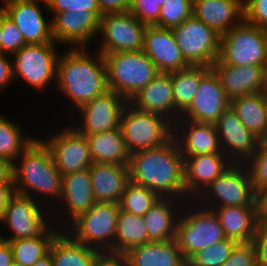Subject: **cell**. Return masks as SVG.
I'll list each match as a JSON object with an SVG mask.
<instances>
[{"label": "cell", "instance_id": "60d3db41", "mask_svg": "<svg viewBox=\"0 0 267 266\" xmlns=\"http://www.w3.org/2000/svg\"><path fill=\"white\" fill-rule=\"evenodd\" d=\"M256 194L267 188V141H260L254 154L244 163Z\"/></svg>", "mask_w": 267, "mask_h": 266}, {"label": "cell", "instance_id": "94428289", "mask_svg": "<svg viewBox=\"0 0 267 266\" xmlns=\"http://www.w3.org/2000/svg\"><path fill=\"white\" fill-rule=\"evenodd\" d=\"M266 102H267V89L264 91Z\"/></svg>", "mask_w": 267, "mask_h": 266}, {"label": "cell", "instance_id": "4fadbf2b", "mask_svg": "<svg viewBox=\"0 0 267 266\" xmlns=\"http://www.w3.org/2000/svg\"><path fill=\"white\" fill-rule=\"evenodd\" d=\"M33 199L34 197L16 192L9 198L1 223L8 226L12 236L7 238L0 235L1 239L9 241L34 238L41 236L50 227L47 223L49 218L45 219L47 213H44L45 211L40 208V203L34 202Z\"/></svg>", "mask_w": 267, "mask_h": 266}, {"label": "cell", "instance_id": "681fc988", "mask_svg": "<svg viewBox=\"0 0 267 266\" xmlns=\"http://www.w3.org/2000/svg\"><path fill=\"white\" fill-rule=\"evenodd\" d=\"M13 80L12 59L9 60L5 53L0 52V91Z\"/></svg>", "mask_w": 267, "mask_h": 266}, {"label": "cell", "instance_id": "44dd1931", "mask_svg": "<svg viewBox=\"0 0 267 266\" xmlns=\"http://www.w3.org/2000/svg\"><path fill=\"white\" fill-rule=\"evenodd\" d=\"M232 164L233 162L224 153L184 157L185 196L189 198L195 196L198 201L197 197Z\"/></svg>", "mask_w": 267, "mask_h": 266}, {"label": "cell", "instance_id": "e0dca14e", "mask_svg": "<svg viewBox=\"0 0 267 266\" xmlns=\"http://www.w3.org/2000/svg\"><path fill=\"white\" fill-rule=\"evenodd\" d=\"M214 124L222 152L227 157L229 156L228 158L232 162L244 164L254 154L260 140L241 123L231 106L222 113Z\"/></svg>", "mask_w": 267, "mask_h": 266}, {"label": "cell", "instance_id": "277c9868", "mask_svg": "<svg viewBox=\"0 0 267 266\" xmlns=\"http://www.w3.org/2000/svg\"><path fill=\"white\" fill-rule=\"evenodd\" d=\"M103 57L109 90L128 101L160 74L143 50L108 53Z\"/></svg>", "mask_w": 267, "mask_h": 266}, {"label": "cell", "instance_id": "8fae6325", "mask_svg": "<svg viewBox=\"0 0 267 266\" xmlns=\"http://www.w3.org/2000/svg\"><path fill=\"white\" fill-rule=\"evenodd\" d=\"M55 46V42L24 45L13 54V79L22 78L38 91L45 90L52 80L56 82L59 54Z\"/></svg>", "mask_w": 267, "mask_h": 266}, {"label": "cell", "instance_id": "3957f363", "mask_svg": "<svg viewBox=\"0 0 267 266\" xmlns=\"http://www.w3.org/2000/svg\"><path fill=\"white\" fill-rule=\"evenodd\" d=\"M17 160L20 164L16 163ZM16 162L13 163V184L16 193L32 197V192L35 191L45 197L47 195L60 200L62 175L43 140L36 138L16 158Z\"/></svg>", "mask_w": 267, "mask_h": 266}, {"label": "cell", "instance_id": "f35d334b", "mask_svg": "<svg viewBox=\"0 0 267 266\" xmlns=\"http://www.w3.org/2000/svg\"><path fill=\"white\" fill-rule=\"evenodd\" d=\"M238 242L225 238L205 249L195 253L188 261L187 266H221L231 254Z\"/></svg>", "mask_w": 267, "mask_h": 266}, {"label": "cell", "instance_id": "f5cc1de1", "mask_svg": "<svg viewBox=\"0 0 267 266\" xmlns=\"http://www.w3.org/2000/svg\"><path fill=\"white\" fill-rule=\"evenodd\" d=\"M0 183H13V163L0 157Z\"/></svg>", "mask_w": 267, "mask_h": 266}, {"label": "cell", "instance_id": "4dcf8cb0", "mask_svg": "<svg viewBox=\"0 0 267 266\" xmlns=\"http://www.w3.org/2000/svg\"><path fill=\"white\" fill-rule=\"evenodd\" d=\"M62 232L56 234L49 248L53 266H93L104 254L75 240L68 232Z\"/></svg>", "mask_w": 267, "mask_h": 266}, {"label": "cell", "instance_id": "30bf717a", "mask_svg": "<svg viewBox=\"0 0 267 266\" xmlns=\"http://www.w3.org/2000/svg\"><path fill=\"white\" fill-rule=\"evenodd\" d=\"M202 198L210 199L206 202V200L204 201ZM197 199L201 200V203L203 202V207L205 203L211 202L207 207V209L210 210L227 206H258L257 194L252 186L248 169L243 163H233L231 167L216 178Z\"/></svg>", "mask_w": 267, "mask_h": 266}, {"label": "cell", "instance_id": "7402d4cb", "mask_svg": "<svg viewBox=\"0 0 267 266\" xmlns=\"http://www.w3.org/2000/svg\"><path fill=\"white\" fill-rule=\"evenodd\" d=\"M264 67L226 65L218 59L211 65L230 101L243 95L264 92L266 90Z\"/></svg>", "mask_w": 267, "mask_h": 266}, {"label": "cell", "instance_id": "9c48e42d", "mask_svg": "<svg viewBox=\"0 0 267 266\" xmlns=\"http://www.w3.org/2000/svg\"><path fill=\"white\" fill-rule=\"evenodd\" d=\"M176 43L191 66H208L218 59L221 35L193 15L172 29Z\"/></svg>", "mask_w": 267, "mask_h": 266}, {"label": "cell", "instance_id": "2e32d148", "mask_svg": "<svg viewBox=\"0 0 267 266\" xmlns=\"http://www.w3.org/2000/svg\"><path fill=\"white\" fill-rule=\"evenodd\" d=\"M230 106L217 75L210 69L202 78L191 104L181 118L199 123H215Z\"/></svg>", "mask_w": 267, "mask_h": 266}, {"label": "cell", "instance_id": "ab89813d", "mask_svg": "<svg viewBox=\"0 0 267 266\" xmlns=\"http://www.w3.org/2000/svg\"><path fill=\"white\" fill-rule=\"evenodd\" d=\"M193 0H166L161 6L159 27L173 29L192 16Z\"/></svg>", "mask_w": 267, "mask_h": 266}, {"label": "cell", "instance_id": "5b68a950", "mask_svg": "<svg viewBox=\"0 0 267 266\" xmlns=\"http://www.w3.org/2000/svg\"><path fill=\"white\" fill-rule=\"evenodd\" d=\"M119 213V204L96 202L89 211L74 219L71 226L66 222L63 225L67 224L68 230L65 231L70 232L75 240L104 254L114 255V236Z\"/></svg>", "mask_w": 267, "mask_h": 266}, {"label": "cell", "instance_id": "11a10c76", "mask_svg": "<svg viewBox=\"0 0 267 266\" xmlns=\"http://www.w3.org/2000/svg\"><path fill=\"white\" fill-rule=\"evenodd\" d=\"M259 220H267V188L257 194Z\"/></svg>", "mask_w": 267, "mask_h": 266}, {"label": "cell", "instance_id": "d6a6232c", "mask_svg": "<svg viewBox=\"0 0 267 266\" xmlns=\"http://www.w3.org/2000/svg\"><path fill=\"white\" fill-rule=\"evenodd\" d=\"M241 123L260 141H267V102L264 92L236 97L230 101Z\"/></svg>", "mask_w": 267, "mask_h": 266}, {"label": "cell", "instance_id": "6da1fadb", "mask_svg": "<svg viewBox=\"0 0 267 266\" xmlns=\"http://www.w3.org/2000/svg\"><path fill=\"white\" fill-rule=\"evenodd\" d=\"M128 166L130 181L160 198L184 197V157L174 138L158 148L131 153Z\"/></svg>", "mask_w": 267, "mask_h": 266}, {"label": "cell", "instance_id": "ffe728a7", "mask_svg": "<svg viewBox=\"0 0 267 266\" xmlns=\"http://www.w3.org/2000/svg\"><path fill=\"white\" fill-rule=\"evenodd\" d=\"M143 51L157 66L160 73L180 71L191 66L183 57L172 29L147 25Z\"/></svg>", "mask_w": 267, "mask_h": 266}, {"label": "cell", "instance_id": "7a4b0ae2", "mask_svg": "<svg viewBox=\"0 0 267 266\" xmlns=\"http://www.w3.org/2000/svg\"><path fill=\"white\" fill-rule=\"evenodd\" d=\"M88 51L73 47L57 60L56 86L77 109L109 90L103 55L97 51L93 59Z\"/></svg>", "mask_w": 267, "mask_h": 266}, {"label": "cell", "instance_id": "7c38bea8", "mask_svg": "<svg viewBox=\"0 0 267 266\" xmlns=\"http://www.w3.org/2000/svg\"><path fill=\"white\" fill-rule=\"evenodd\" d=\"M147 25L129 11L106 13L100 17L99 31L102 43L97 51L102 55L114 52L143 50Z\"/></svg>", "mask_w": 267, "mask_h": 266}, {"label": "cell", "instance_id": "680465c9", "mask_svg": "<svg viewBox=\"0 0 267 266\" xmlns=\"http://www.w3.org/2000/svg\"><path fill=\"white\" fill-rule=\"evenodd\" d=\"M264 73H265V88L267 89V61L264 67Z\"/></svg>", "mask_w": 267, "mask_h": 266}, {"label": "cell", "instance_id": "c3c4849f", "mask_svg": "<svg viewBox=\"0 0 267 266\" xmlns=\"http://www.w3.org/2000/svg\"><path fill=\"white\" fill-rule=\"evenodd\" d=\"M102 14L121 13L129 10L131 0H98Z\"/></svg>", "mask_w": 267, "mask_h": 266}, {"label": "cell", "instance_id": "f6af8a7d", "mask_svg": "<svg viewBox=\"0 0 267 266\" xmlns=\"http://www.w3.org/2000/svg\"><path fill=\"white\" fill-rule=\"evenodd\" d=\"M221 266H257L253 243L238 242L230 257Z\"/></svg>", "mask_w": 267, "mask_h": 266}, {"label": "cell", "instance_id": "ee69618b", "mask_svg": "<svg viewBox=\"0 0 267 266\" xmlns=\"http://www.w3.org/2000/svg\"><path fill=\"white\" fill-rule=\"evenodd\" d=\"M26 45L25 40L16 24L3 11V36L1 52L14 54Z\"/></svg>", "mask_w": 267, "mask_h": 266}, {"label": "cell", "instance_id": "ba28073f", "mask_svg": "<svg viewBox=\"0 0 267 266\" xmlns=\"http://www.w3.org/2000/svg\"><path fill=\"white\" fill-rule=\"evenodd\" d=\"M200 208H188L196 210L185 213L181 211L177 220L175 239L186 262L198 251L226 238L214 211Z\"/></svg>", "mask_w": 267, "mask_h": 266}, {"label": "cell", "instance_id": "9f6ffc18", "mask_svg": "<svg viewBox=\"0 0 267 266\" xmlns=\"http://www.w3.org/2000/svg\"><path fill=\"white\" fill-rule=\"evenodd\" d=\"M32 266H53L52 256L50 253H48L46 256H44L42 259L37 261Z\"/></svg>", "mask_w": 267, "mask_h": 266}, {"label": "cell", "instance_id": "836d02e7", "mask_svg": "<svg viewBox=\"0 0 267 266\" xmlns=\"http://www.w3.org/2000/svg\"><path fill=\"white\" fill-rule=\"evenodd\" d=\"M147 243V231L142 216L120 209L114 236V255L122 256L129 249Z\"/></svg>", "mask_w": 267, "mask_h": 266}, {"label": "cell", "instance_id": "d6986e66", "mask_svg": "<svg viewBox=\"0 0 267 266\" xmlns=\"http://www.w3.org/2000/svg\"><path fill=\"white\" fill-rule=\"evenodd\" d=\"M39 1L47 3L46 0H5L4 7H0L16 24L26 44L55 42L51 21L44 19Z\"/></svg>", "mask_w": 267, "mask_h": 266}, {"label": "cell", "instance_id": "bcb514c9", "mask_svg": "<svg viewBox=\"0 0 267 266\" xmlns=\"http://www.w3.org/2000/svg\"><path fill=\"white\" fill-rule=\"evenodd\" d=\"M243 9L246 22L267 29V0H247Z\"/></svg>", "mask_w": 267, "mask_h": 266}, {"label": "cell", "instance_id": "cb8c5ba5", "mask_svg": "<svg viewBox=\"0 0 267 266\" xmlns=\"http://www.w3.org/2000/svg\"><path fill=\"white\" fill-rule=\"evenodd\" d=\"M175 123L177 124L173 125V138L177 142L183 157L223 153L215 124L199 123L185 119H178Z\"/></svg>", "mask_w": 267, "mask_h": 266}, {"label": "cell", "instance_id": "e575fe53", "mask_svg": "<svg viewBox=\"0 0 267 266\" xmlns=\"http://www.w3.org/2000/svg\"><path fill=\"white\" fill-rule=\"evenodd\" d=\"M58 230V231H57ZM62 229L50 226L41 236L9 240L14 261L23 266H32L49 253L50 245Z\"/></svg>", "mask_w": 267, "mask_h": 266}, {"label": "cell", "instance_id": "f1b7e54d", "mask_svg": "<svg viewBox=\"0 0 267 266\" xmlns=\"http://www.w3.org/2000/svg\"><path fill=\"white\" fill-rule=\"evenodd\" d=\"M213 211L226 238L237 242L252 241L259 221L258 206L217 207Z\"/></svg>", "mask_w": 267, "mask_h": 266}, {"label": "cell", "instance_id": "8d00e7d4", "mask_svg": "<svg viewBox=\"0 0 267 266\" xmlns=\"http://www.w3.org/2000/svg\"><path fill=\"white\" fill-rule=\"evenodd\" d=\"M6 119L0 114V157L12 163L35 140L33 137H24L20 124ZM15 160V161H14Z\"/></svg>", "mask_w": 267, "mask_h": 266}, {"label": "cell", "instance_id": "9a60e30c", "mask_svg": "<svg viewBox=\"0 0 267 266\" xmlns=\"http://www.w3.org/2000/svg\"><path fill=\"white\" fill-rule=\"evenodd\" d=\"M128 102L121 95L108 90L78 109L82 117L81 126L74 128L83 135L120 128L121 116Z\"/></svg>", "mask_w": 267, "mask_h": 266}, {"label": "cell", "instance_id": "f907efd6", "mask_svg": "<svg viewBox=\"0 0 267 266\" xmlns=\"http://www.w3.org/2000/svg\"><path fill=\"white\" fill-rule=\"evenodd\" d=\"M14 193L13 183H0V222L3 220L9 198Z\"/></svg>", "mask_w": 267, "mask_h": 266}, {"label": "cell", "instance_id": "4316f807", "mask_svg": "<svg viewBox=\"0 0 267 266\" xmlns=\"http://www.w3.org/2000/svg\"><path fill=\"white\" fill-rule=\"evenodd\" d=\"M192 15L221 36L244 19L241 0H193Z\"/></svg>", "mask_w": 267, "mask_h": 266}, {"label": "cell", "instance_id": "7dc6e473", "mask_svg": "<svg viewBox=\"0 0 267 266\" xmlns=\"http://www.w3.org/2000/svg\"><path fill=\"white\" fill-rule=\"evenodd\" d=\"M257 266H267V220H259L252 241Z\"/></svg>", "mask_w": 267, "mask_h": 266}, {"label": "cell", "instance_id": "1f68e13d", "mask_svg": "<svg viewBox=\"0 0 267 266\" xmlns=\"http://www.w3.org/2000/svg\"><path fill=\"white\" fill-rule=\"evenodd\" d=\"M93 163L129 165L130 153L123 139L121 128L85 135Z\"/></svg>", "mask_w": 267, "mask_h": 266}, {"label": "cell", "instance_id": "d4e9b609", "mask_svg": "<svg viewBox=\"0 0 267 266\" xmlns=\"http://www.w3.org/2000/svg\"><path fill=\"white\" fill-rule=\"evenodd\" d=\"M89 171L96 202L119 204L130 181L129 166L92 163Z\"/></svg>", "mask_w": 267, "mask_h": 266}, {"label": "cell", "instance_id": "816d5d0a", "mask_svg": "<svg viewBox=\"0 0 267 266\" xmlns=\"http://www.w3.org/2000/svg\"><path fill=\"white\" fill-rule=\"evenodd\" d=\"M13 261V252L9 241L0 238V266H11Z\"/></svg>", "mask_w": 267, "mask_h": 266}, {"label": "cell", "instance_id": "83f0119b", "mask_svg": "<svg viewBox=\"0 0 267 266\" xmlns=\"http://www.w3.org/2000/svg\"><path fill=\"white\" fill-rule=\"evenodd\" d=\"M63 202V207L69 213L64 219L68 223L72 222L79 215L89 211L96 203L89 168L75 173L62 176L61 195L59 202Z\"/></svg>", "mask_w": 267, "mask_h": 266}, {"label": "cell", "instance_id": "d590c367", "mask_svg": "<svg viewBox=\"0 0 267 266\" xmlns=\"http://www.w3.org/2000/svg\"><path fill=\"white\" fill-rule=\"evenodd\" d=\"M210 69L211 67L208 66H190L187 69L170 73L175 106L181 113L191 104L201 78Z\"/></svg>", "mask_w": 267, "mask_h": 266}, {"label": "cell", "instance_id": "f546056e", "mask_svg": "<svg viewBox=\"0 0 267 266\" xmlns=\"http://www.w3.org/2000/svg\"><path fill=\"white\" fill-rule=\"evenodd\" d=\"M185 199L187 198L185 197L180 200L183 202V204L182 202L180 204V202L177 203L179 199L159 198V200L143 216L147 231V242L175 239L177 220L180 215L177 210L179 205H182L183 207L184 202L186 201Z\"/></svg>", "mask_w": 267, "mask_h": 266}, {"label": "cell", "instance_id": "91938a15", "mask_svg": "<svg viewBox=\"0 0 267 266\" xmlns=\"http://www.w3.org/2000/svg\"><path fill=\"white\" fill-rule=\"evenodd\" d=\"M11 266H23L22 264L16 262V261H13L12 265Z\"/></svg>", "mask_w": 267, "mask_h": 266}, {"label": "cell", "instance_id": "603a6c76", "mask_svg": "<svg viewBox=\"0 0 267 266\" xmlns=\"http://www.w3.org/2000/svg\"><path fill=\"white\" fill-rule=\"evenodd\" d=\"M129 103L138 110L162 115L172 124L181 116L175 106L170 73L158 74Z\"/></svg>", "mask_w": 267, "mask_h": 266}, {"label": "cell", "instance_id": "8992f818", "mask_svg": "<svg viewBox=\"0 0 267 266\" xmlns=\"http://www.w3.org/2000/svg\"><path fill=\"white\" fill-rule=\"evenodd\" d=\"M120 128L130 154L158 148L173 138V124L167 118L138 110L129 102L122 113Z\"/></svg>", "mask_w": 267, "mask_h": 266}, {"label": "cell", "instance_id": "52a82bcc", "mask_svg": "<svg viewBox=\"0 0 267 266\" xmlns=\"http://www.w3.org/2000/svg\"><path fill=\"white\" fill-rule=\"evenodd\" d=\"M218 60L226 65L265 66L267 61V29L244 19L220 37Z\"/></svg>", "mask_w": 267, "mask_h": 266}, {"label": "cell", "instance_id": "db71d44e", "mask_svg": "<svg viewBox=\"0 0 267 266\" xmlns=\"http://www.w3.org/2000/svg\"><path fill=\"white\" fill-rule=\"evenodd\" d=\"M93 266H124L122 256L103 254Z\"/></svg>", "mask_w": 267, "mask_h": 266}, {"label": "cell", "instance_id": "74e56055", "mask_svg": "<svg viewBox=\"0 0 267 266\" xmlns=\"http://www.w3.org/2000/svg\"><path fill=\"white\" fill-rule=\"evenodd\" d=\"M159 198L160 197L150 189L129 181L125 187L119 205L122 211L143 217Z\"/></svg>", "mask_w": 267, "mask_h": 266}, {"label": "cell", "instance_id": "b9f144b4", "mask_svg": "<svg viewBox=\"0 0 267 266\" xmlns=\"http://www.w3.org/2000/svg\"><path fill=\"white\" fill-rule=\"evenodd\" d=\"M166 0H131L129 12L146 25L159 27L161 6Z\"/></svg>", "mask_w": 267, "mask_h": 266}, {"label": "cell", "instance_id": "7bdbcfd3", "mask_svg": "<svg viewBox=\"0 0 267 266\" xmlns=\"http://www.w3.org/2000/svg\"><path fill=\"white\" fill-rule=\"evenodd\" d=\"M44 3L51 13L92 11L99 18L103 15L98 0H46Z\"/></svg>", "mask_w": 267, "mask_h": 266}, {"label": "cell", "instance_id": "ac0fdd59", "mask_svg": "<svg viewBox=\"0 0 267 266\" xmlns=\"http://www.w3.org/2000/svg\"><path fill=\"white\" fill-rule=\"evenodd\" d=\"M53 16L51 33L56 43H67L71 48L87 47L99 34L100 18L92 11H66Z\"/></svg>", "mask_w": 267, "mask_h": 266}, {"label": "cell", "instance_id": "6f0895ef", "mask_svg": "<svg viewBox=\"0 0 267 266\" xmlns=\"http://www.w3.org/2000/svg\"><path fill=\"white\" fill-rule=\"evenodd\" d=\"M2 36H3V10L0 8V52H1Z\"/></svg>", "mask_w": 267, "mask_h": 266}, {"label": "cell", "instance_id": "484cf974", "mask_svg": "<svg viewBox=\"0 0 267 266\" xmlns=\"http://www.w3.org/2000/svg\"><path fill=\"white\" fill-rule=\"evenodd\" d=\"M124 266H187L176 239L150 241L122 255Z\"/></svg>", "mask_w": 267, "mask_h": 266}, {"label": "cell", "instance_id": "5bb4252c", "mask_svg": "<svg viewBox=\"0 0 267 266\" xmlns=\"http://www.w3.org/2000/svg\"><path fill=\"white\" fill-rule=\"evenodd\" d=\"M62 129L45 140L49 147L57 170L61 175L75 173L92 165L89 143L85 135L79 133L73 126Z\"/></svg>", "mask_w": 267, "mask_h": 266}]
</instances>
